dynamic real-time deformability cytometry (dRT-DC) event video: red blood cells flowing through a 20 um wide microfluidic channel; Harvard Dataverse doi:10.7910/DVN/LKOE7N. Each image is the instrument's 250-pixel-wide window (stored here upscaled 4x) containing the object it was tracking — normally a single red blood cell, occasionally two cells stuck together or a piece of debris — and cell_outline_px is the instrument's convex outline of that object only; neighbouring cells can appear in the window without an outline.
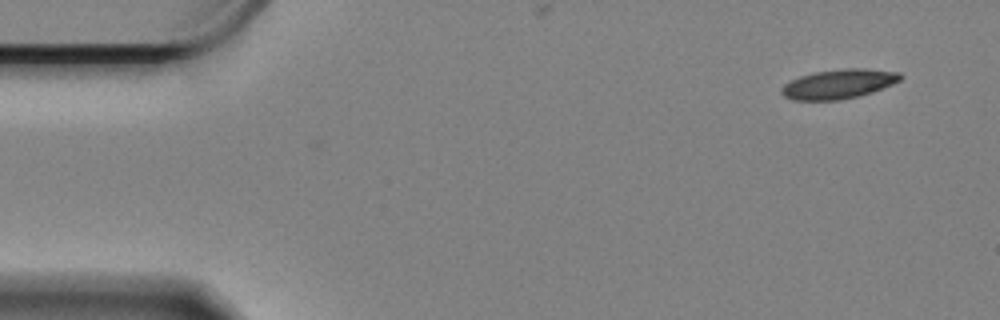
{"species": "Egyptian fruit bat (a non-hibernating species)", "species_latin": "Rousettus aegyptiacus", "temperature_condition": "cold", "stored_images_in_passage": 7, "camera_frame_rate_fps": 3000, "um_per_image_px": 0.085, "animal": {"sex": "female"}, "frame": {"image": 1, "passage_image": 1, "time_ms": 0.0, "image_size_px": [1000, 320], "cell_outline_px": [[904, 76], [900, 80], [892, 84], [872, 92], [860, 96], [840, 100], [792, 100], [784, 96], [780, 92], [780, 88], [784, 84], [800, 76], [812, 72], [844, 68], [864, 68], [900, 72]], "centroid_in_image_um": [71.28, 7.13], "position_along_channel_um": 13.7, "area_um2": 20.58}}